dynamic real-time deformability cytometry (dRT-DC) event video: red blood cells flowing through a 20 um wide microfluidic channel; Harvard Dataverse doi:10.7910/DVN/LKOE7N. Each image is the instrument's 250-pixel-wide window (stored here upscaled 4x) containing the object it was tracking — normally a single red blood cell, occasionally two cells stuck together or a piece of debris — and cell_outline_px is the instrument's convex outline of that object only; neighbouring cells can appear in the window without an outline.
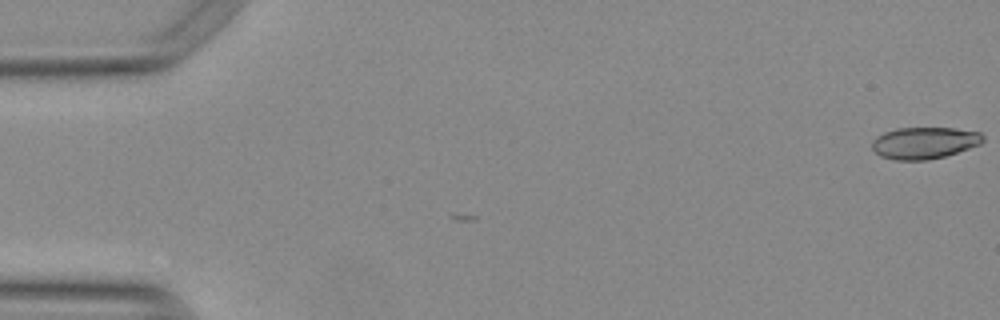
{"species": "Egyptian fruit bat (a non-hibernating species)", "species_latin": "Rousettus aegyptiacus", "temperature_condition": "warm", "stored_images_in_passage": 3, "camera_frame_rate_fps": 3000, "um_per_image_px": 0.085, "animal": {"sex": "female"}, "frame": {"image": 1, "passage_image": 1, "time_ms": 0.0, "image_size_px": [1000, 320], "cell_outline_px": [[984, 140], [980, 144], [944, 156], [928, 160], [896, 160], [880, 156], [872, 148], [872, 140], [876, 136], [884, 132], [896, 128], [952, 128], [980, 132], [984, 136]], "centroid_in_image_um": [78.54, 12.14], "position_along_channel_um": 6.5, "area_um2": 20.46}}